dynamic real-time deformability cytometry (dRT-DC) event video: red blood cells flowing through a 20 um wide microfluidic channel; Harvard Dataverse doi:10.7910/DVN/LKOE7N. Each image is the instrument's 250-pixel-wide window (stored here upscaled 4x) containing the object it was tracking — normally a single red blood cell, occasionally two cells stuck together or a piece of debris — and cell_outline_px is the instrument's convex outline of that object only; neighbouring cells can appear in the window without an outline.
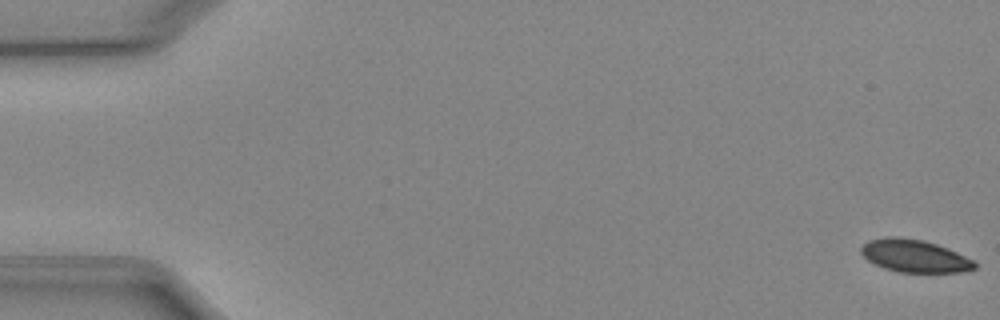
{"species": "Egyptian fruit bat (a non-hibernating species)", "species_latin": "Rousettus aegyptiacus", "temperature_condition": "cold", "stored_images_in_passage": 52, "camera_frame_rate_fps": 3000, "um_per_image_px": 0.085, "animal": {"sex": "female"}, "frame": {"image": 1, "passage_image": 1, "time_ms": 0.0, "image_size_px": [1000, 320], "cell_outline_px": [[976, 268], [960, 272], [900, 272], [884, 268], [868, 260], [860, 252], [860, 248], [868, 240], [888, 236], [900, 236], [924, 240], [948, 248], [972, 260], [976, 264]], "centroid_in_image_um": [77.71, 21.74], "position_along_channel_um": 7.3, "area_um2": 21.5}}
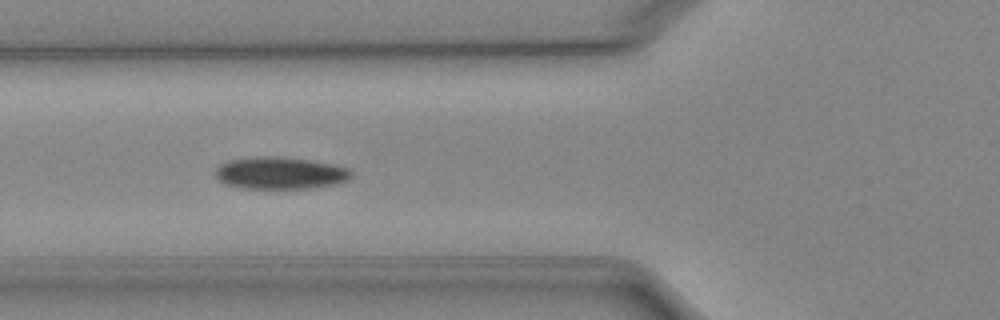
{"frame": {"image": 2, "passage_image": 20, "time_ms": 6.333, "image_size_px": [1000, 320], "cell_outline_px": [[352, 176], [348, 180], [332, 184], [312, 188], [244, 188], [224, 184], [216, 180], [216, 168], [220, 164], [228, 160], [256, 156], [276, 156], [308, 160], [332, 164], [348, 168], [352, 172]], "centroid_in_image_um": [23.77, 14.7], "position_along_channel_um": 102.0, "area_um2": 25.43}}
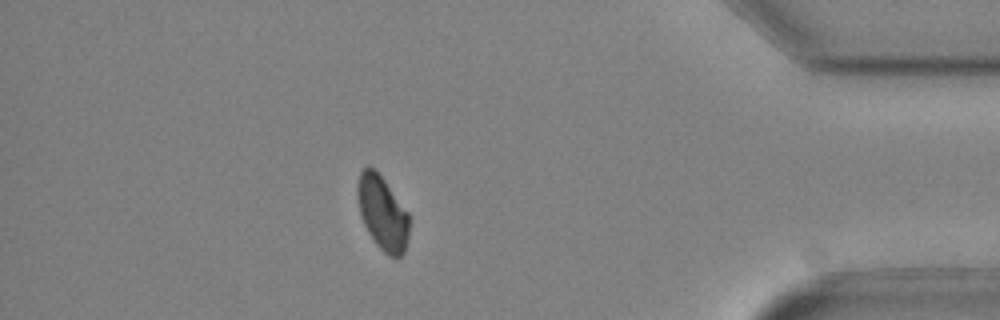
{"frame": {"image": 3, "passage_image": 46, "time_ms": 15.0, "image_size_px": [1000, 320], "cell_outline_px": [[408, 236], [404, 252], [400, 256], [388, 256], [376, 244], [368, 232], [360, 216], [356, 196], [356, 184], [360, 172], [368, 164], [376, 168], [408, 212]], "centroid_in_image_um": [32.47, 18.04], "position_along_channel_um": 402.7, "area_um2": 22.54}, "authors_computed_cell_mechanics": {"area_um2": 23.7269, "velocity_mm_per_s": 3.9241, "shape_relaxation_time_tau1_ms": 4.9828, "shape_relaxation_time_tau2_ms": null, "deformation_change_tau1": 0.0855, "deformation_change_tau2": null}}